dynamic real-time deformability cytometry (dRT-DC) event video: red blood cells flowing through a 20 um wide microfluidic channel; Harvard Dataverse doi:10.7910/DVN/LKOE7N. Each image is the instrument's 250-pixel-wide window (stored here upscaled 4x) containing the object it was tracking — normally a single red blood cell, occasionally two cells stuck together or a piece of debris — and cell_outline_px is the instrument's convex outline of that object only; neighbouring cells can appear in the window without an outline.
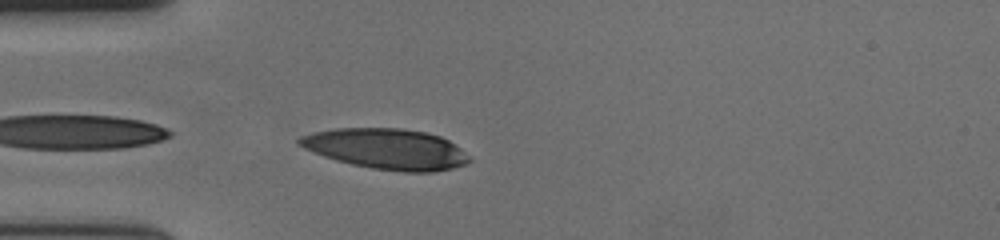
{"species": "human", "species_latin": "Homo sapiens", "temperature_condition": "cold", "stored_images_in_passage": 19, "camera_frame_rate_fps": 3000, "um_per_image_px": 0.085, "donor": {"sex": "female"}, "frame": {"image": 1, "passage_image": 1, "time_ms": 0.0, "image_size_px": [1000, 240], "cell_outline_px": [[472, 160], [464, 164], [452, 168], [432, 172], [404, 172], [372, 168], [352, 164], [336, 160], [324, 156], [304, 148], [296, 144], [296, 140], [300, 136], [312, 132], [336, 128], [404, 128], [428, 132], [440, 136], [448, 140], [460, 148]], "centroid_in_image_um": [32.83, 12.65], "position_along_channel_um": 52.2, "area_um2": 40.23}}
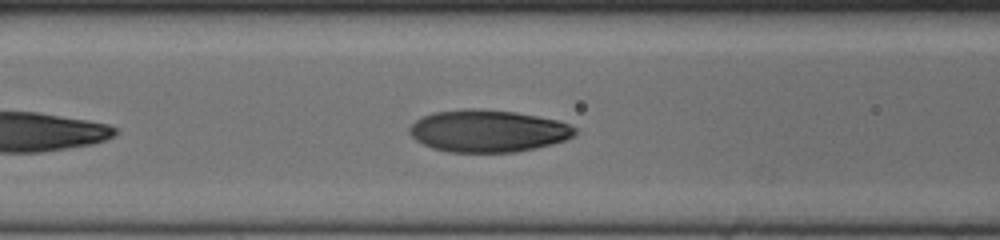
{"frame": {"image": 2, "passage_image": 8, "time_ms": 2.333, "image_size_px": [1000, 240], "cell_outline_px": [[576, 132], [572, 136], [564, 140], [552, 144], [536, 148], [516, 152], [448, 152], [432, 148], [416, 140], [408, 132], [408, 128], [416, 120], [424, 116], [436, 112], [468, 108], [472, 108], [516, 112], [556, 120], [568, 124], [576, 128]], "centroid_in_image_um": [41.46, 11.14], "position_along_channel_um": 125.1, "area_um2": 40.46}}
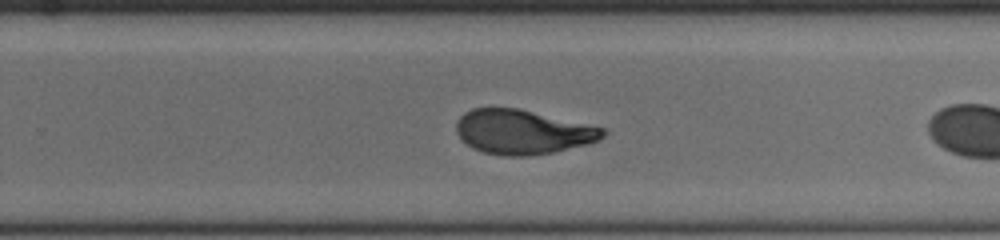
{"frame": {"image": 3, "passage_image": 18, "time_ms": 5.667, "image_size_px": [1000, 240], "cell_outline_px": [[608, 132], [600, 140], [588, 144], [552, 152], [528, 156], [504, 156], [484, 152], [472, 148], [460, 140], [456, 132], [456, 120], [464, 112], [472, 108], [520, 108], [608, 128]], "centroid_in_image_um": [44.44, 11.2], "position_along_channel_um": 285.4, "area_um2": 38.55}}